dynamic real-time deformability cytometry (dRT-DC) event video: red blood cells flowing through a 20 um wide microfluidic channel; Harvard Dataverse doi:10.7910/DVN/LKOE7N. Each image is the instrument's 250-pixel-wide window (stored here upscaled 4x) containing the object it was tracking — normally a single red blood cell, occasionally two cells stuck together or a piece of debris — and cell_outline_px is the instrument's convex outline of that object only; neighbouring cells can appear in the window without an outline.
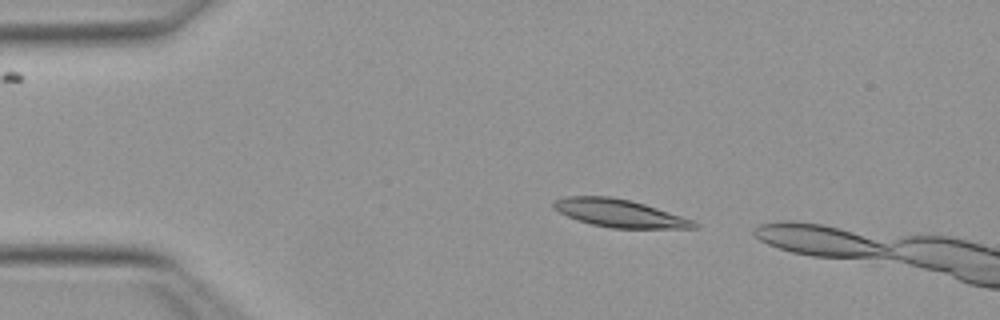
{"species": "Egyptian fruit bat (a non-hibernating species)", "species_latin": "Rousettus aegyptiacus", "temperature_condition": "warm", "stored_images_in_passage": 10, "camera_frame_rate_fps": 3000, "um_per_image_px": 0.085, "animal": {"sex": "female"}, "frame": {"image": 1, "passage_image": 4, "time_ms": 1.0, "image_size_px": [1000, 320], "cell_outline_px": [[700, 224], [696, 228], [612, 228], [592, 224], [568, 216], [552, 208], [552, 200], [564, 196], [612, 196], [632, 200], [692, 220]], "centroid_in_image_um": [52.6, 18.11], "position_along_channel_um": 32.4, "area_um2": 22.6}}